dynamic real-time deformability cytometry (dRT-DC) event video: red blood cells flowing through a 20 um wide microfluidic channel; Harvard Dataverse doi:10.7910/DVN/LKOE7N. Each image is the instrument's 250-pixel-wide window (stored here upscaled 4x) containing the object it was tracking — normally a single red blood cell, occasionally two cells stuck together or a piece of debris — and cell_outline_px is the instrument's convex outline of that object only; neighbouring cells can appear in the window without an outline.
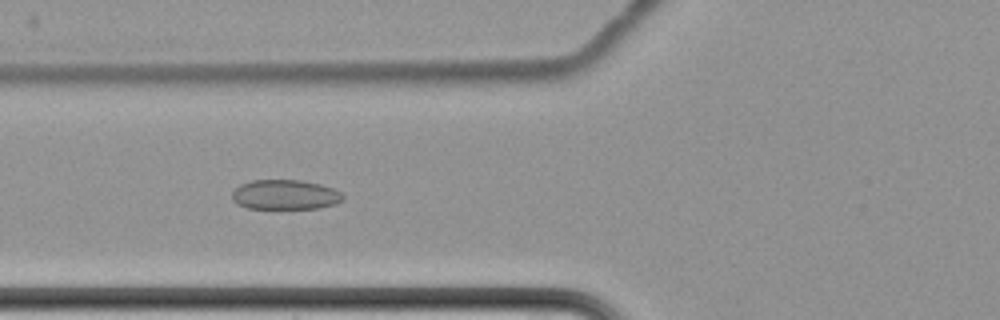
{"species": "common noctule bat (a hibernating species)", "species_latin": "Nyctalus noctula", "temperature_condition": "cold", "stored_images_in_passage": 9, "camera_frame_rate_fps": 3000, "um_per_image_px": 0.085, "animal": {"sex": "female", "body_mass_g": 22.7, "forearm_length_mm": 54.2}, "frame": {"image": 1, "passage_image": 9, "time_ms": 9.667, "image_size_px": [1000, 320], "cell_outline_px": [[344, 200], [336, 204], [316, 208], [248, 208], [236, 204], [232, 200], [232, 192], [240, 184], [252, 180], [300, 180], [320, 184], [332, 188], [340, 192], [344, 196]], "centroid_in_image_um": [24.23, 16.54], "position_along_channel_um": 101.6, "area_um2": 19.25}}